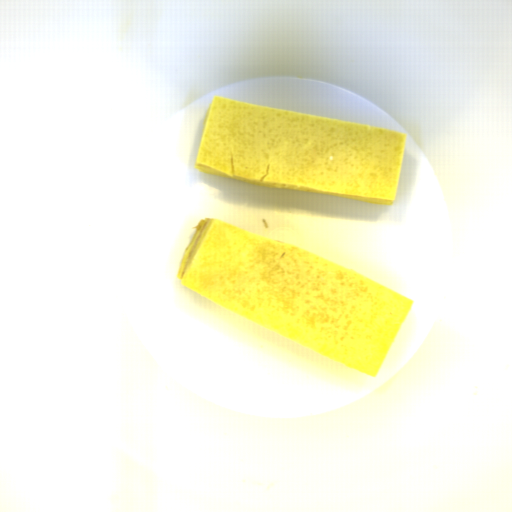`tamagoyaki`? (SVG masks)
Masks as SVG:
<instances>
[{
    "mask_svg": "<svg viewBox=\"0 0 512 512\" xmlns=\"http://www.w3.org/2000/svg\"><path fill=\"white\" fill-rule=\"evenodd\" d=\"M177 280L217 306L376 378L415 301L279 239L210 217Z\"/></svg>",
    "mask_w": 512,
    "mask_h": 512,
    "instance_id": "obj_1",
    "label": "tamagoyaki"
},
{
    "mask_svg": "<svg viewBox=\"0 0 512 512\" xmlns=\"http://www.w3.org/2000/svg\"><path fill=\"white\" fill-rule=\"evenodd\" d=\"M407 136L214 94L193 167L260 187L393 206Z\"/></svg>",
    "mask_w": 512,
    "mask_h": 512,
    "instance_id": "obj_2",
    "label": "tamagoyaki"
}]
</instances>
